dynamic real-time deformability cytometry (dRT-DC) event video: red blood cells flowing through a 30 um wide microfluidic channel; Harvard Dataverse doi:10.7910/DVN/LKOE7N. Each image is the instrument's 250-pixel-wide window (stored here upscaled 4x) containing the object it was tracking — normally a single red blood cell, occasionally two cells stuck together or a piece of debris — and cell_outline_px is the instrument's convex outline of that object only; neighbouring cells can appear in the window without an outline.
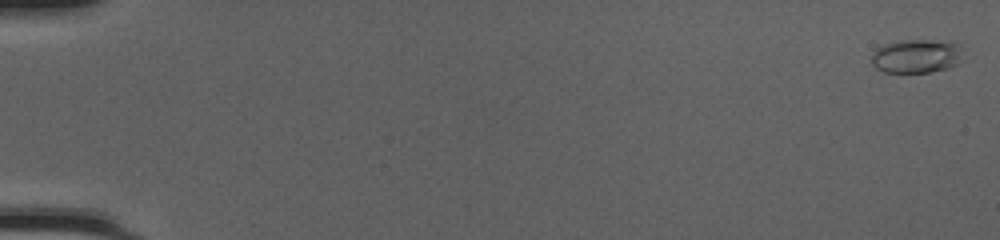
{"species": "common noctule bat (a hibernating species)", "species_latin": "Nyctalus noctula", "temperature_condition": "cold", "stored_images_in_passage": 51, "camera_frame_rate_fps": 3000, "um_per_image_px": 0.085, "animal": {"sex": "female", "body_mass_g": 20.0, "forearm_length_mm": 54.0}, "frame": {"image": 1, "passage_image": 1, "time_ms": 0.0, "image_size_px": [1000, 240], "cell_outline_px": [[960, 60], [956, 64], [948, 68], [932, 72], [884, 72], [876, 68], [872, 64], [872, 52], [876, 48], [884, 44], [900, 40], [932, 40], [956, 44], [960, 48]], "centroid_in_image_um": [77.83, 4.78], "position_along_channel_um": 7.2, "area_um2": 17.8}}
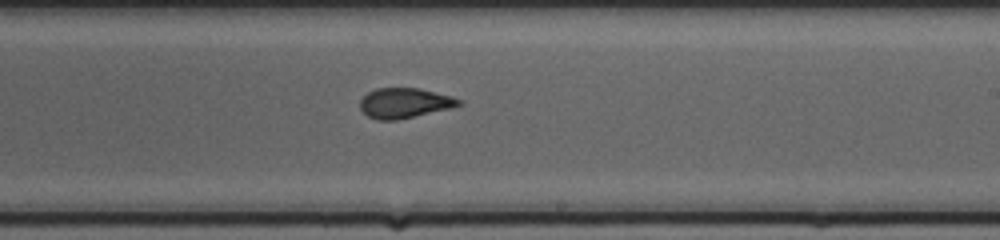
{"frame": {"image": 2, "passage_image": 32, "time_ms": 10.333, "image_size_px": [1000, 240], "cell_outline_px": [[464, 104], [452, 108], [396, 120], [376, 120], [368, 116], [360, 108], [360, 100], [368, 92], [376, 88], [420, 88], [452, 96], [464, 100]], "centroid_in_image_um": [34.43, 8.75], "position_along_channel_um": 254.6, "area_um2": 17.46}}
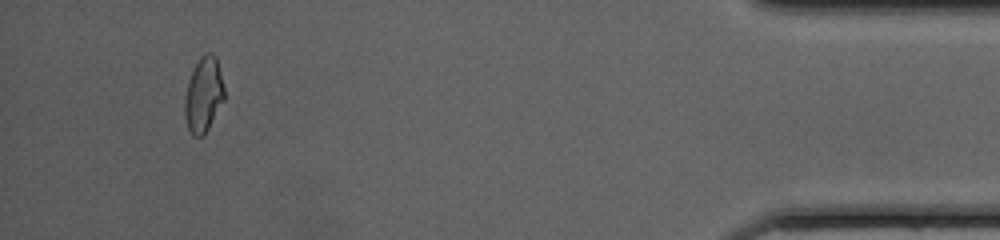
{"frame": {"image": 3, "passage_image": 48, "time_ms": 15.667, "image_size_px": [1000, 240], "cell_outline_px": [[224, 100], [204, 136], [192, 136], [188, 128], [184, 116], [184, 96], [188, 80], [200, 56], [208, 52], [212, 52], [216, 56], [224, 88]], "centroid_in_image_um": [17.29, 8.06], "position_along_channel_um": 417.9, "area_um2": 17.4}, "authors_computed_cell_mechanics": {"area_um2": 17.5712, "velocity_mm_per_s": 4.2275, "shape_relaxation_time_tau1_ms": 5.2981, "shape_relaxation_time_tau2_ms": 0.8611, "deformation_change_tau1": 0.174, "deformation_change_tau2": 0.074}}